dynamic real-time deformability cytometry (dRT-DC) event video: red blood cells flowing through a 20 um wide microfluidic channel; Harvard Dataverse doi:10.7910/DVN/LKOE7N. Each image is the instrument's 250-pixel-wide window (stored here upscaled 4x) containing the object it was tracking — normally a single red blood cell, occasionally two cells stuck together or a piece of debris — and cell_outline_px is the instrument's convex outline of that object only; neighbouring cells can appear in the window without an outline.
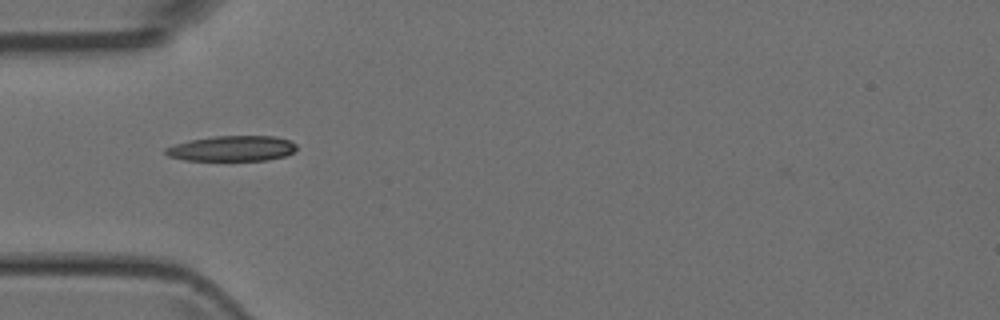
{"species": "Egyptian fruit bat (a non-hibernating species)", "species_latin": "Rousettus aegyptiacus", "temperature_condition": "room temperature", "stored_images_in_passage": 7, "camera_frame_rate_fps": 3000, "um_per_image_px": 0.085, "animal": {"sex": "female"}, "frame": {"image": 1, "passage_image": 4, "time_ms": 4.333, "image_size_px": [1000, 320], "cell_outline_px": [[296, 148], [292, 152], [284, 156], [268, 160], [184, 160], [168, 156], [164, 152], [164, 148], [176, 144], [192, 140], [216, 136], [272, 136], [288, 140], [296, 144]], "centroid_in_image_um": [19.71, 12.62], "position_along_channel_um": 65.3, "area_um2": 19.13}}
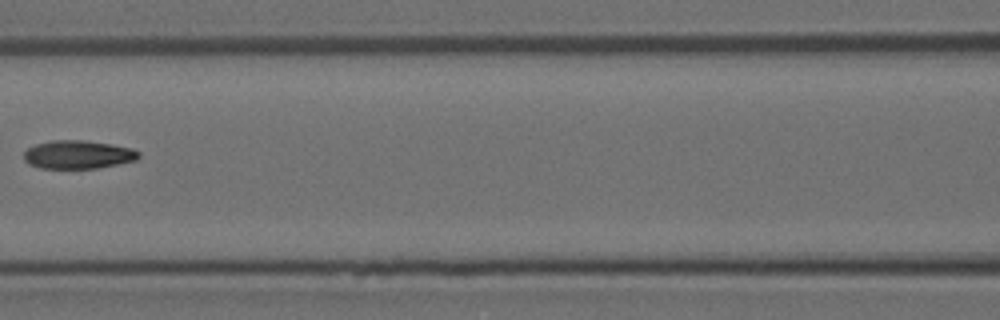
{"frame": {"image": 2, "passage_image": 6, "time_ms": 6.667, "image_size_px": [1000, 320], "cell_outline_px": [[140, 156], [136, 160], [96, 168], [40, 168], [28, 164], [24, 160], [24, 152], [28, 148], [36, 144], [52, 140], [84, 140], [112, 144], [132, 148], [140, 152]], "centroid_in_image_um": [6.62, 13.13], "position_along_channel_um": 160.0, "area_um2": 18.96}}
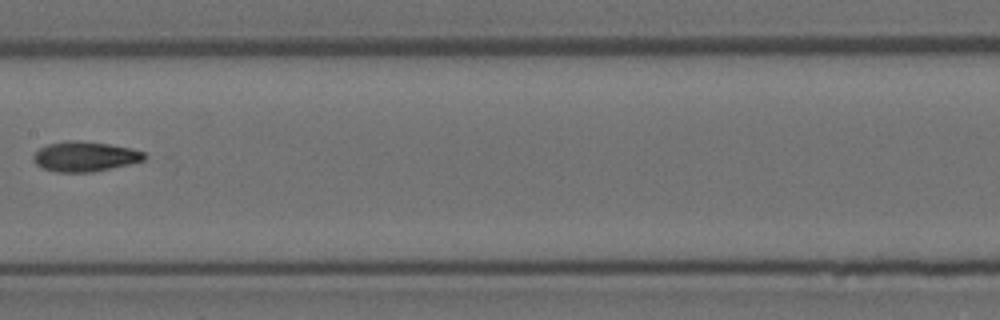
{"frame": {"image": 3, "passage_image": 7, "time_ms": 7.667, "image_size_px": [1000, 320], "cell_outline_px": [[144, 160], [128, 164], [92, 172], [56, 172], [44, 168], [36, 164], [32, 160], [32, 156], [40, 148], [48, 144], [68, 140], [76, 140], [108, 144], [132, 148], [144, 152]], "centroid_in_image_um": [7.18, 13.3], "position_along_channel_um": 200.2, "area_um2": 19.19}}